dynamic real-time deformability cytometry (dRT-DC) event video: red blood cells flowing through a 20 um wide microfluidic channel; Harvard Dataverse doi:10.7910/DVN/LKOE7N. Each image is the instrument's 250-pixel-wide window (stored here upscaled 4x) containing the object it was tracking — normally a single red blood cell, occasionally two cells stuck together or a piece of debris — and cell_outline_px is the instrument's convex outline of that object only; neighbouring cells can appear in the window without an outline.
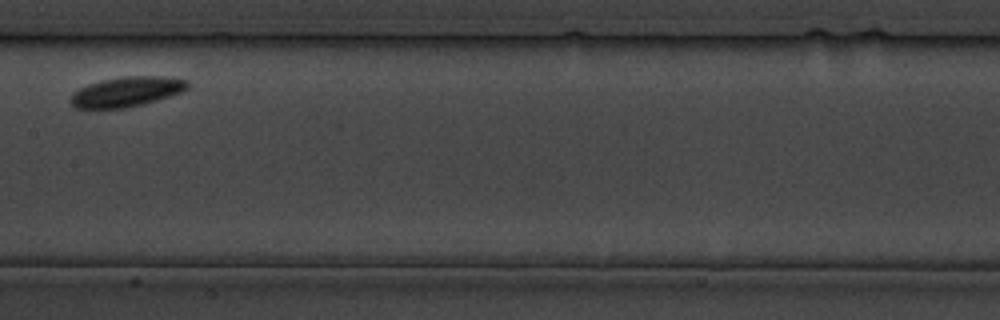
{"species": "common noctule bat (a hibernating species)", "species_latin": "Nyctalus noctula", "temperature_condition": "cold", "stored_images_in_passage": 17, "camera_frame_rate_fps": 3000, "um_per_image_px": 0.085, "animal": {"sex": "male", "body_mass_g": 19.5, "forearm_length_mm": 54.6}, "frame": {"image": 1, "passage_image": 8, "time_ms": 9.0, "image_size_px": [1000, 320], "cell_outline_px": [[188, 88], [180, 92], [144, 104], [124, 108], [76, 108], [68, 100], [72, 92], [88, 84], [104, 80], [128, 76], [164, 76], [188, 80]], "centroid_in_image_um": [10.74, 7.8], "position_along_channel_um": 196.7, "area_um2": 20.23}}